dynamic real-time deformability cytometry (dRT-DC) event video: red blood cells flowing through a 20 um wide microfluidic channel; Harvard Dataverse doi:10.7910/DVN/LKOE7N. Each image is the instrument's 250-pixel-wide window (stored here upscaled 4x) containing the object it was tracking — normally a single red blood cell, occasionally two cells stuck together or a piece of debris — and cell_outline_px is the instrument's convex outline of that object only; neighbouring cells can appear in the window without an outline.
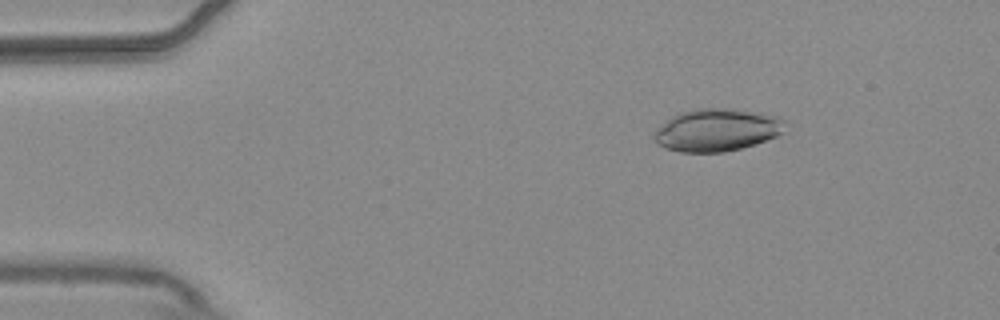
{"species": "common noctule bat (a hibernating species)", "species_latin": "Nyctalus noctula", "temperature_condition": "warm", "stored_images_in_passage": 4, "camera_frame_rate_fps": 3000, "um_per_image_px": 0.085, "animal": {"sex": "male", "body_mass_g": 20.4}, "frame": {"image": 1, "passage_image": 2, "time_ms": 0.333, "image_size_px": [1000, 320], "cell_outline_px": [[784, 132], [776, 136], [756, 144], [724, 152], [680, 152], [664, 148], [656, 144], [652, 136], [672, 116], [680, 112], [700, 108], [732, 108], [756, 112], [776, 116], [784, 120]], "centroid_in_image_um": [60.94, 11.05], "position_along_channel_um": 24.1, "area_um2": 32.31}}